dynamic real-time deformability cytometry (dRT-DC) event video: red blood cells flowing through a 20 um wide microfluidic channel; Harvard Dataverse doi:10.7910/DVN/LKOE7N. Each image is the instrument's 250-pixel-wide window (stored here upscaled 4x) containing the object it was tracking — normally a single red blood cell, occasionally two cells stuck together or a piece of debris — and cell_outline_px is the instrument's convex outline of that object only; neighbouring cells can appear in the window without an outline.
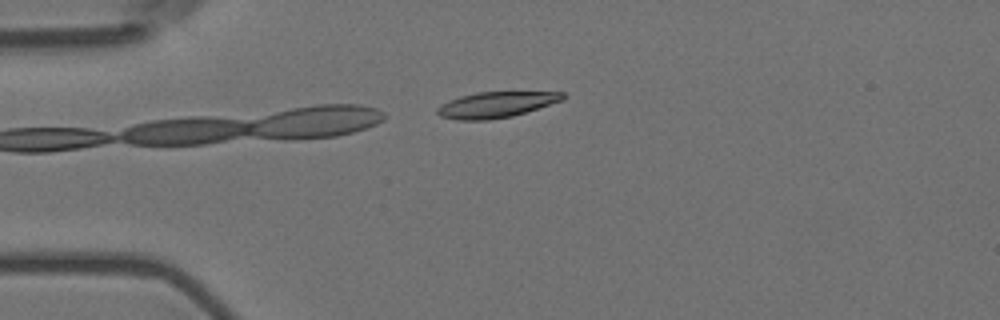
{"species": "Egyptian fruit bat (a non-hibernating species)", "species_latin": "Rousettus aegyptiacus", "temperature_condition": "room temperature", "stored_images_in_passage": 4, "camera_frame_rate_fps": 3000, "um_per_image_px": 0.085, "animal": {"sex": "female"}, "frame": {"image": 1, "passage_image": 4, "time_ms": 1.0, "image_size_px": [1000, 320], "cell_outline_px": [[564, 100], [512, 116], [488, 120], [456, 120], [440, 116], [436, 112], [436, 108], [448, 100], [460, 96], [476, 92], [564, 92]], "centroid_in_image_um": [42.13, 8.9], "position_along_channel_um": 42.9, "area_um2": 18.84}}